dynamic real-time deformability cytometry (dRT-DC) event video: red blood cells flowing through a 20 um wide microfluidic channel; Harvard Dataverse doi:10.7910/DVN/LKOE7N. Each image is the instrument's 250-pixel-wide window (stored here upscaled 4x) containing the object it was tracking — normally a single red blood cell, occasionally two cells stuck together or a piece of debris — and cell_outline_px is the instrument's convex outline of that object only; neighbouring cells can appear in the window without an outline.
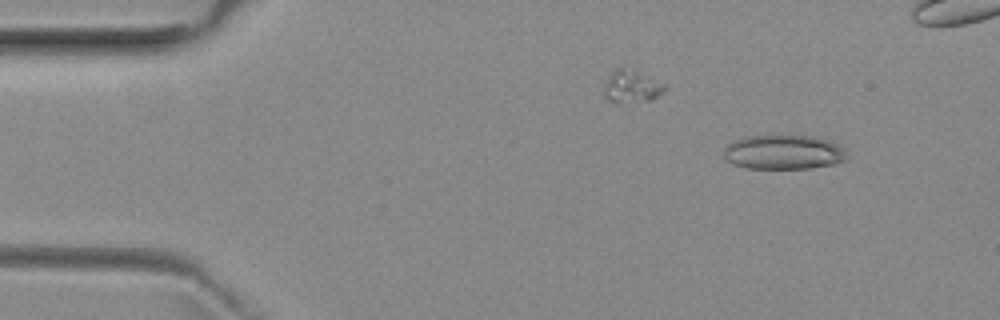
{"species": "common noctule bat (a hibernating species)", "species_latin": "Nyctalus noctula", "temperature_condition": "room temperature", "stored_images_in_passage": 46, "camera_frame_rate_fps": 3000, "um_per_image_px": 0.085, "animal": {"sex": "female", "body_mass_g": 29.2, "forearm_length_mm": 56.3}, "frame": {"image": 1, "passage_image": 5, "time_ms": 1.333, "image_size_px": [1000, 320], "cell_outline_px": [[848, 160], [836, 164], [812, 168], [748, 168], [732, 164], [724, 156], [724, 148], [732, 140], [744, 136], [772, 132], [812, 136], [828, 140], [844, 148], [848, 156]], "centroid_in_image_um": [66.6, 12.88], "position_along_channel_um": 18.4, "area_um2": 25.84}}
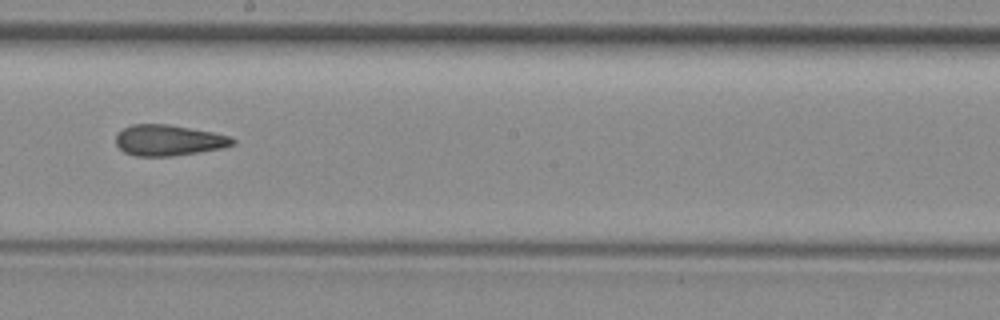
{"frame": {"image": 2, "passage_image": 28, "time_ms": 9.0, "image_size_px": [1000, 320], "cell_outline_px": [[236, 144], [220, 148], [172, 156], [136, 156], [124, 152], [116, 144], [116, 132], [132, 124], [168, 124], [212, 132], [232, 136], [236, 140]], "centroid_in_image_um": [14.32, 11.91], "position_along_channel_um": 233.9, "area_um2": 20.98}}
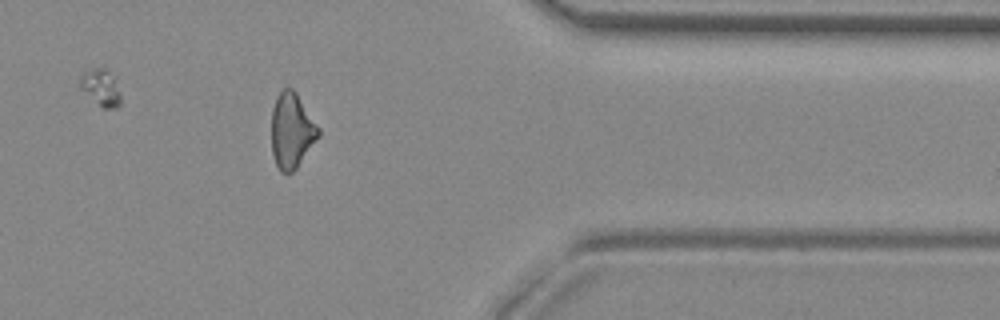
{"frame": {"image": 3, "passage_image": 41, "time_ms": 13.333, "image_size_px": [1000, 320], "cell_outline_px": [[320, 136], [296, 168], [292, 172], [280, 172], [276, 164], [272, 152], [272, 108], [276, 96], [284, 88], [292, 88], [296, 92], [320, 128]], "centroid_in_image_um": [24.8, 11.09], "position_along_channel_um": 386.6, "area_um2": 20.58}, "authors_computed_cell_mechanics": {"area_um2": 21.6172, "velocity_mm_per_s": 3.9851, "shape_relaxation_time_tau1_ms": null, "shape_relaxation_time_tau2_ms": 3.1162, "deformation_change_tau1": null, "deformation_change_tau2": 0.1311}}